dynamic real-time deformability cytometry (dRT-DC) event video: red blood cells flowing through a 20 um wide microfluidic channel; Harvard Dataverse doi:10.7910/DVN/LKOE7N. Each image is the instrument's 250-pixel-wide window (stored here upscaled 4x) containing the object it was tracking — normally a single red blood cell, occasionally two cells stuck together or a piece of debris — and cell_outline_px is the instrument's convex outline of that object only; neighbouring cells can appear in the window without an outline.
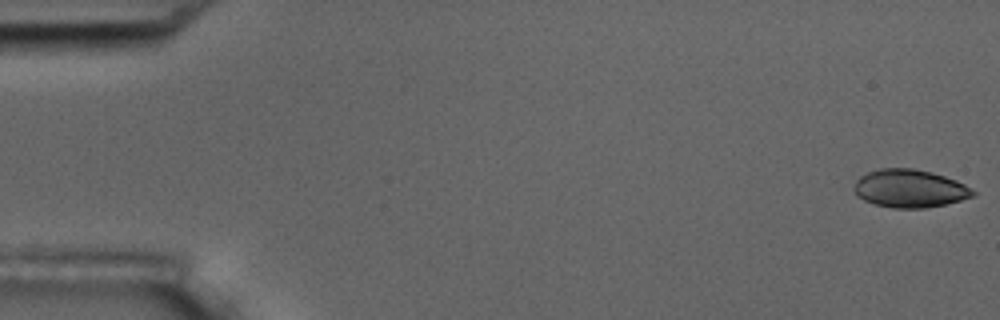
{"species": "common noctule bat (a hibernating species)", "species_latin": "Nyctalus noctula", "temperature_condition": "room temperature", "stored_images_in_passage": 5, "camera_frame_rate_fps": 3000, "um_per_image_px": 0.085, "animal": {"sex": "male", "body_mass_g": 17.5, "forearm_length_mm": 52.3}, "frame": {"image": 1, "passage_image": 1, "time_ms": 0.0, "image_size_px": [1000, 320], "cell_outline_px": [[976, 196], [944, 204], [924, 208], [892, 208], [872, 204], [864, 200], [852, 188], [856, 180], [860, 176], [868, 172], [880, 168], [912, 168], [932, 172], [956, 180], [964, 184], [976, 192]], "centroid_in_image_um": [77.32, 16.02], "position_along_channel_um": 7.7, "area_um2": 26.36}}
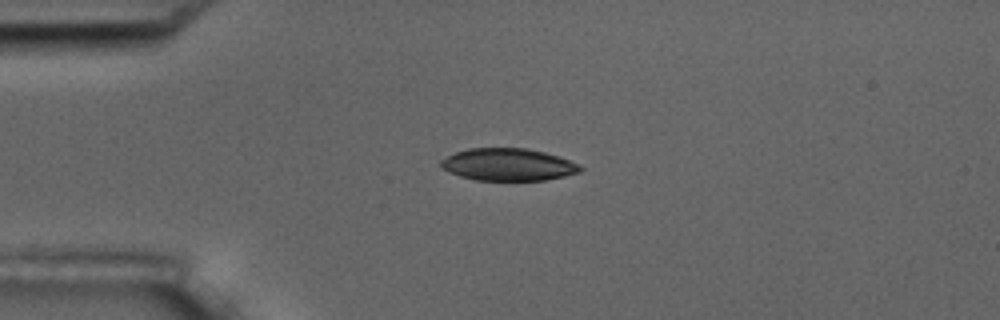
{"frame": {"image": 2, "passage_image": 4, "time_ms": 4.333, "image_size_px": [1000, 320], "cell_outline_px": [[584, 168], [580, 172], [564, 176], [544, 180], [476, 180], [460, 176], [448, 172], [440, 168], [440, 160], [456, 152], [468, 148], [524, 148], [544, 152], [560, 156], [580, 164]], "centroid_in_image_um": [43.2, 13.99], "position_along_channel_um": 41.8, "area_um2": 26.36}}